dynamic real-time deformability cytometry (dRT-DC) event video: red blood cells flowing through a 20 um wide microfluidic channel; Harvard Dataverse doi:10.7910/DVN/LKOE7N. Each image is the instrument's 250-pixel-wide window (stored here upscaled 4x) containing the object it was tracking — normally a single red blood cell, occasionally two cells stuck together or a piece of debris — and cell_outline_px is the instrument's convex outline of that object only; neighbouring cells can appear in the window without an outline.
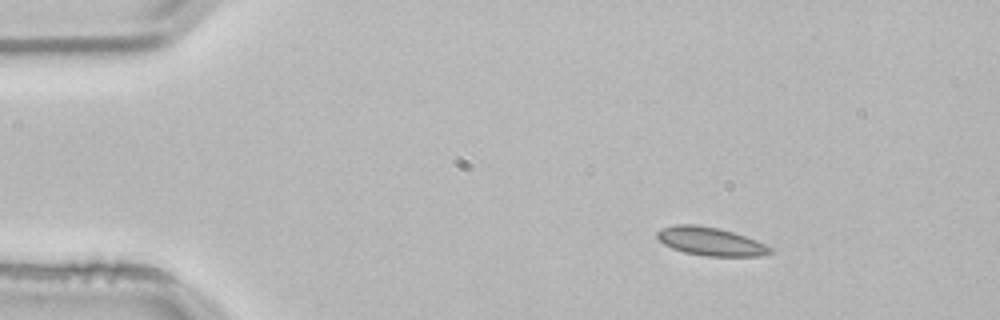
{"species": "common noctule bat (a hibernating species)", "species_latin": "Nyctalus noctula", "temperature_condition": "room temperature", "stored_images_in_passage": 4, "camera_frame_rate_fps": 3000, "um_per_image_px": 0.085, "animal": {"sex": "male", "body_mass_g": 21.5, "forearm_length_mm": 52.0}, "frame": {"image": 1, "passage_image": 1, "time_ms": 0.0, "image_size_px": [1000, 320], "cell_outline_px": [[772, 252], [760, 256], [704, 256], [684, 252], [672, 248], [664, 244], [656, 236], [656, 232], [660, 228], [672, 224], [696, 224], [720, 228], [756, 240], [772, 248]], "centroid_in_image_um": [60.34, 20.51], "position_along_channel_um": 24.7, "area_um2": 18.73}}
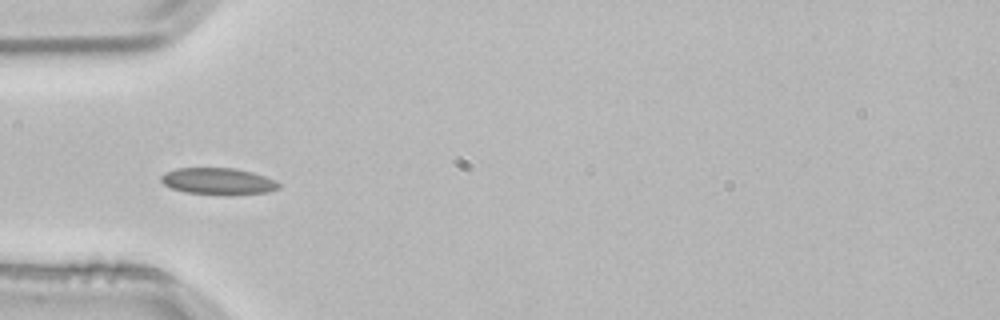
{"frame": {"image": 2, "passage_image": 3, "time_ms": 0.667, "image_size_px": [1000, 320], "cell_outline_px": [[280, 188], [268, 192], [232, 196], [228, 196], [184, 192], [172, 188], [164, 184], [160, 180], [160, 176], [164, 172], [176, 168], [236, 168], [252, 172], [276, 180], [280, 184]], "centroid_in_image_um": [18.55, 15.42], "position_along_channel_um": 66.4, "area_um2": 18.73}}